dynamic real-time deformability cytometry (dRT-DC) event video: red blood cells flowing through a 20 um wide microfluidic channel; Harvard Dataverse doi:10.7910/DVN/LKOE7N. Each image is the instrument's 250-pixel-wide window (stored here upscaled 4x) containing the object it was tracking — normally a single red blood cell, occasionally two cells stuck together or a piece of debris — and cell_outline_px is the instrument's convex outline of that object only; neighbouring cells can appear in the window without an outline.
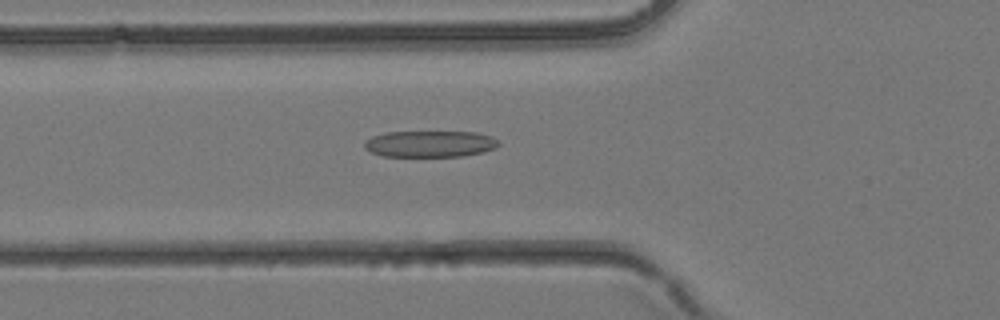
{"species": "common noctule bat (a hibernating species)", "species_latin": "Nyctalus noctula", "temperature_condition": "room temperature", "stored_images_in_passage": 35, "camera_frame_rate_fps": 3000, "um_per_image_px": 0.085, "animal": {"sex": "female", "body_mass_g": 24.6, "forearm_length_mm": 56.2}, "frame": {"image": 1, "passage_image": 11, "time_ms": 3.333, "image_size_px": [1000, 320], "cell_outline_px": [[500, 144], [496, 148], [484, 152], [460, 156], [384, 156], [372, 152], [364, 148], [364, 144], [372, 136], [388, 132], [476, 132], [492, 136]], "centroid_in_image_um": [36.58, 12.23], "position_along_channel_um": 89.2, "area_um2": 20.52}}
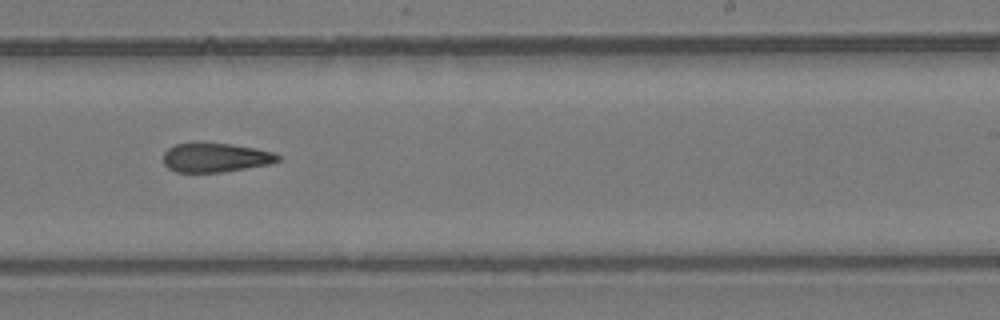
{"frame": {"image": 2, "passage_image": 21, "time_ms": 6.667, "image_size_px": [1000, 320], "cell_outline_px": [[280, 160], [268, 164], [220, 172], [176, 172], [168, 168], [164, 164], [164, 152], [168, 148], [176, 144], [196, 140], [228, 144], [256, 148], [276, 152], [280, 156]], "centroid_in_image_um": [18.28, 13.35], "position_along_channel_um": 270.7, "area_um2": 19.83}}
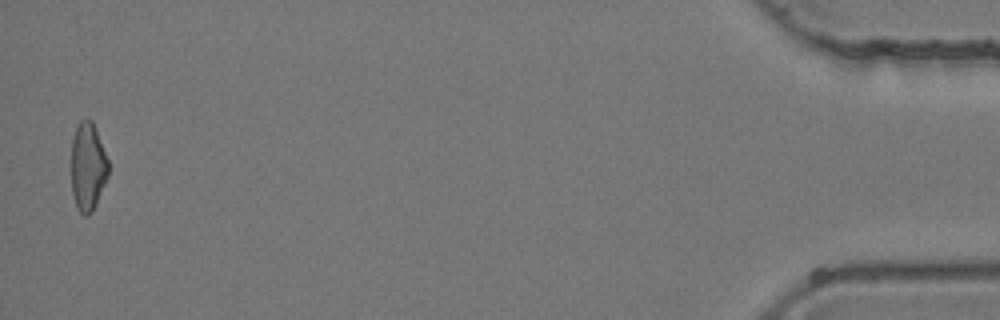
{"frame": {"image": 3, "passage_image": 35, "time_ms": 11.333, "image_size_px": [1000, 320], "cell_outline_px": [[108, 176], [96, 204], [92, 212], [88, 216], [84, 216], [76, 208], [72, 192], [72, 140], [76, 128], [80, 120], [92, 120], [96, 128], [108, 160]], "centroid_in_image_um": [7.47, 14.19], "position_along_channel_um": 427.7, "area_um2": 19.02}}